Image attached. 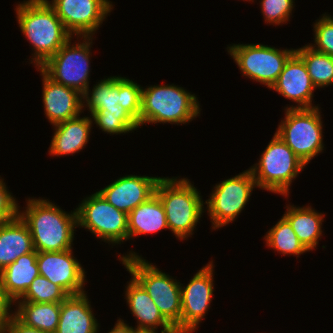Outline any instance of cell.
<instances>
[{
    "label": "cell",
    "mask_w": 333,
    "mask_h": 333,
    "mask_svg": "<svg viewBox=\"0 0 333 333\" xmlns=\"http://www.w3.org/2000/svg\"><path fill=\"white\" fill-rule=\"evenodd\" d=\"M255 187L257 184L250 169L216 184L210 198L204 202L212 229L233 222L246 206Z\"/></svg>",
    "instance_id": "11"
},
{
    "label": "cell",
    "mask_w": 333,
    "mask_h": 333,
    "mask_svg": "<svg viewBox=\"0 0 333 333\" xmlns=\"http://www.w3.org/2000/svg\"><path fill=\"white\" fill-rule=\"evenodd\" d=\"M141 257L132 251L125 256L119 255L122 264L150 295L162 316L181 333V283Z\"/></svg>",
    "instance_id": "4"
},
{
    "label": "cell",
    "mask_w": 333,
    "mask_h": 333,
    "mask_svg": "<svg viewBox=\"0 0 333 333\" xmlns=\"http://www.w3.org/2000/svg\"><path fill=\"white\" fill-rule=\"evenodd\" d=\"M15 10L19 27L34 49L30 63L37 68L72 38L46 0L23 1Z\"/></svg>",
    "instance_id": "1"
},
{
    "label": "cell",
    "mask_w": 333,
    "mask_h": 333,
    "mask_svg": "<svg viewBox=\"0 0 333 333\" xmlns=\"http://www.w3.org/2000/svg\"><path fill=\"white\" fill-rule=\"evenodd\" d=\"M26 210L19 216L29 227L37 252L72 249L77 228L76 210L66 213L48 199H28Z\"/></svg>",
    "instance_id": "2"
},
{
    "label": "cell",
    "mask_w": 333,
    "mask_h": 333,
    "mask_svg": "<svg viewBox=\"0 0 333 333\" xmlns=\"http://www.w3.org/2000/svg\"><path fill=\"white\" fill-rule=\"evenodd\" d=\"M15 316L25 325L47 333H55L60 319L61 302L36 303L16 301Z\"/></svg>",
    "instance_id": "25"
},
{
    "label": "cell",
    "mask_w": 333,
    "mask_h": 333,
    "mask_svg": "<svg viewBox=\"0 0 333 333\" xmlns=\"http://www.w3.org/2000/svg\"><path fill=\"white\" fill-rule=\"evenodd\" d=\"M67 296L58 285H55L44 276L38 275L17 301L57 303L62 302Z\"/></svg>",
    "instance_id": "30"
},
{
    "label": "cell",
    "mask_w": 333,
    "mask_h": 333,
    "mask_svg": "<svg viewBox=\"0 0 333 333\" xmlns=\"http://www.w3.org/2000/svg\"><path fill=\"white\" fill-rule=\"evenodd\" d=\"M43 90L44 112L54 126L75 118L83 112L82 94L70 87L54 82L40 68Z\"/></svg>",
    "instance_id": "17"
},
{
    "label": "cell",
    "mask_w": 333,
    "mask_h": 333,
    "mask_svg": "<svg viewBox=\"0 0 333 333\" xmlns=\"http://www.w3.org/2000/svg\"><path fill=\"white\" fill-rule=\"evenodd\" d=\"M54 9L65 29L73 36L93 37L113 9L109 0H52Z\"/></svg>",
    "instance_id": "12"
},
{
    "label": "cell",
    "mask_w": 333,
    "mask_h": 333,
    "mask_svg": "<svg viewBox=\"0 0 333 333\" xmlns=\"http://www.w3.org/2000/svg\"><path fill=\"white\" fill-rule=\"evenodd\" d=\"M303 59L315 88L333 85V57L314 50L309 45L295 49Z\"/></svg>",
    "instance_id": "26"
},
{
    "label": "cell",
    "mask_w": 333,
    "mask_h": 333,
    "mask_svg": "<svg viewBox=\"0 0 333 333\" xmlns=\"http://www.w3.org/2000/svg\"><path fill=\"white\" fill-rule=\"evenodd\" d=\"M98 327L86 293L69 295L61 302L55 333H97Z\"/></svg>",
    "instance_id": "18"
},
{
    "label": "cell",
    "mask_w": 333,
    "mask_h": 333,
    "mask_svg": "<svg viewBox=\"0 0 333 333\" xmlns=\"http://www.w3.org/2000/svg\"><path fill=\"white\" fill-rule=\"evenodd\" d=\"M321 19L314 23V45L309 44L314 50L333 57V17L323 14Z\"/></svg>",
    "instance_id": "32"
},
{
    "label": "cell",
    "mask_w": 333,
    "mask_h": 333,
    "mask_svg": "<svg viewBox=\"0 0 333 333\" xmlns=\"http://www.w3.org/2000/svg\"><path fill=\"white\" fill-rule=\"evenodd\" d=\"M285 110L275 133L307 165L324 150L320 108Z\"/></svg>",
    "instance_id": "7"
},
{
    "label": "cell",
    "mask_w": 333,
    "mask_h": 333,
    "mask_svg": "<svg viewBox=\"0 0 333 333\" xmlns=\"http://www.w3.org/2000/svg\"><path fill=\"white\" fill-rule=\"evenodd\" d=\"M33 251L29 227L20 216L0 223V272L21 255Z\"/></svg>",
    "instance_id": "21"
},
{
    "label": "cell",
    "mask_w": 333,
    "mask_h": 333,
    "mask_svg": "<svg viewBox=\"0 0 333 333\" xmlns=\"http://www.w3.org/2000/svg\"><path fill=\"white\" fill-rule=\"evenodd\" d=\"M161 177L126 175L98 191L116 209L129 214L155 193Z\"/></svg>",
    "instance_id": "16"
},
{
    "label": "cell",
    "mask_w": 333,
    "mask_h": 333,
    "mask_svg": "<svg viewBox=\"0 0 333 333\" xmlns=\"http://www.w3.org/2000/svg\"><path fill=\"white\" fill-rule=\"evenodd\" d=\"M136 332H137L136 327L133 328L132 326L126 324L123 320L118 319L113 329H111V331L108 333H136Z\"/></svg>",
    "instance_id": "37"
},
{
    "label": "cell",
    "mask_w": 333,
    "mask_h": 333,
    "mask_svg": "<svg viewBox=\"0 0 333 333\" xmlns=\"http://www.w3.org/2000/svg\"><path fill=\"white\" fill-rule=\"evenodd\" d=\"M72 249L37 252L39 275L58 285L68 296L85 293V270Z\"/></svg>",
    "instance_id": "14"
},
{
    "label": "cell",
    "mask_w": 333,
    "mask_h": 333,
    "mask_svg": "<svg viewBox=\"0 0 333 333\" xmlns=\"http://www.w3.org/2000/svg\"><path fill=\"white\" fill-rule=\"evenodd\" d=\"M125 299L137 319V330H177L161 314L146 290L132 277L126 287Z\"/></svg>",
    "instance_id": "19"
},
{
    "label": "cell",
    "mask_w": 333,
    "mask_h": 333,
    "mask_svg": "<svg viewBox=\"0 0 333 333\" xmlns=\"http://www.w3.org/2000/svg\"><path fill=\"white\" fill-rule=\"evenodd\" d=\"M38 275L37 251L34 250L4 268L0 280L7 295L16 303Z\"/></svg>",
    "instance_id": "22"
},
{
    "label": "cell",
    "mask_w": 333,
    "mask_h": 333,
    "mask_svg": "<svg viewBox=\"0 0 333 333\" xmlns=\"http://www.w3.org/2000/svg\"><path fill=\"white\" fill-rule=\"evenodd\" d=\"M167 219L168 228L179 239L194 234L202 213L204 201L194 185L186 178L161 177L155 187Z\"/></svg>",
    "instance_id": "3"
},
{
    "label": "cell",
    "mask_w": 333,
    "mask_h": 333,
    "mask_svg": "<svg viewBox=\"0 0 333 333\" xmlns=\"http://www.w3.org/2000/svg\"><path fill=\"white\" fill-rule=\"evenodd\" d=\"M75 210L77 227L88 229L110 244L128 240V214L116 209L99 192L83 199Z\"/></svg>",
    "instance_id": "9"
},
{
    "label": "cell",
    "mask_w": 333,
    "mask_h": 333,
    "mask_svg": "<svg viewBox=\"0 0 333 333\" xmlns=\"http://www.w3.org/2000/svg\"><path fill=\"white\" fill-rule=\"evenodd\" d=\"M0 179V223L13 220L19 216V206L3 181Z\"/></svg>",
    "instance_id": "34"
},
{
    "label": "cell",
    "mask_w": 333,
    "mask_h": 333,
    "mask_svg": "<svg viewBox=\"0 0 333 333\" xmlns=\"http://www.w3.org/2000/svg\"><path fill=\"white\" fill-rule=\"evenodd\" d=\"M286 99L297 103L295 106L286 109H309L313 106L312 98L316 89L310 79L307 67L303 59L294 52L286 61L278 80L271 87Z\"/></svg>",
    "instance_id": "15"
},
{
    "label": "cell",
    "mask_w": 333,
    "mask_h": 333,
    "mask_svg": "<svg viewBox=\"0 0 333 333\" xmlns=\"http://www.w3.org/2000/svg\"><path fill=\"white\" fill-rule=\"evenodd\" d=\"M228 53L238 65L243 76L260 82L270 88L295 49H277L263 44H233Z\"/></svg>",
    "instance_id": "10"
},
{
    "label": "cell",
    "mask_w": 333,
    "mask_h": 333,
    "mask_svg": "<svg viewBox=\"0 0 333 333\" xmlns=\"http://www.w3.org/2000/svg\"><path fill=\"white\" fill-rule=\"evenodd\" d=\"M12 303L15 302L7 295L0 280V329H5L6 325L15 316V313L10 311Z\"/></svg>",
    "instance_id": "35"
},
{
    "label": "cell",
    "mask_w": 333,
    "mask_h": 333,
    "mask_svg": "<svg viewBox=\"0 0 333 333\" xmlns=\"http://www.w3.org/2000/svg\"><path fill=\"white\" fill-rule=\"evenodd\" d=\"M136 333H157L156 330H137ZM161 333H179L177 330H161Z\"/></svg>",
    "instance_id": "38"
},
{
    "label": "cell",
    "mask_w": 333,
    "mask_h": 333,
    "mask_svg": "<svg viewBox=\"0 0 333 333\" xmlns=\"http://www.w3.org/2000/svg\"><path fill=\"white\" fill-rule=\"evenodd\" d=\"M82 42L71 45L70 38L39 68L54 82L83 94L89 88L90 56L93 37H80Z\"/></svg>",
    "instance_id": "8"
},
{
    "label": "cell",
    "mask_w": 333,
    "mask_h": 333,
    "mask_svg": "<svg viewBox=\"0 0 333 333\" xmlns=\"http://www.w3.org/2000/svg\"><path fill=\"white\" fill-rule=\"evenodd\" d=\"M93 122L107 134H121L139 128L138 122L123 107L102 108L90 115Z\"/></svg>",
    "instance_id": "29"
},
{
    "label": "cell",
    "mask_w": 333,
    "mask_h": 333,
    "mask_svg": "<svg viewBox=\"0 0 333 333\" xmlns=\"http://www.w3.org/2000/svg\"><path fill=\"white\" fill-rule=\"evenodd\" d=\"M0 333H6L5 329H0Z\"/></svg>",
    "instance_id": "39"
},
{
    "label": "cell",
    "mask_w": 333,
    "mask_h": 333,
    "mask_svg": "<svg viewBox=\"0 0 333 333\" xmlns=\"http://www.w3.org/2000/svg\"><path fill=\"white\" fill-rule=\"evenodd\" d=\"M5 331L6 333H47L25 325L16 316L6 325Z\"/></svg>",
    "instance_id": "36"
},
{
    "label": "cell",
    "mask_w": 333,
    "mask_h": 333,
    "mask_svg": "<svg viewBox=\"0 0 333 333\" xmlns=\"http://www.w3.org/2000/svg\"><path fill=\"white\" fill-rule=\"evenodd\" d=\"M82 99L83 110L86 108L84 106H87L90 114L102 108L123 107L120 105L119 76L100 80L92 91L87 88L82 94Z\"/></svg>",
    "instance_id": "27"
},
{
    "label": "cell",
    "mask_w": 333,
    "mask_h": 333,
    "mask_svg": "<svg viewBox=\"0 0 333 333\" xmlns=\"http://www.w3.org/2000/svg\"><path fill=\"white\" fill-rule=\"evenodd\" d=\"M294 0H261V13L266 23L275 25L289 21L294 8Z\"/></svg>",
    "instance_id": "33"
},
{
    "label": "cell",
    "mask_w": 333,
    "mask_h": 333,
    "mask_svg": "<svg viewBox=\"0 0 333 333\" xmlns=\"http://www.w3.org/2000/svg\"><path fill=\"white\" fill-rule=\"evenodd\" d=\"M303 161L275 133L250 171L257 187L288 196L293 179L305 168Z\"/></svg>",
    "instance_id": "6"
},
{
    "label": "cell",
    "mask_w": 333,
    "mask_h": 333,
    "mask_svg": "<svg viewBox=\"0 0 333 333\" xmlns=\"http://www.w3.org/2000/svg\"><path fill=\"white\" fill-rule=\"evenodd\" d=\"M213 260L202 267L186 287L181 288V333H192L198 329L212 302L214 291Z\"/></svg>",
    "instance_id": "13"
},
{
    "label": "cell",
    "mask_w": 333,
    "mask_h": 333,
    "mask_svg": "<svg viewBox=\"0 0 333 333\" xmlns=\"http://www.w3.org/2000/svg\"><path fill=\"white\" fill-rule=\"evenodd\" d=\"M169 229L163 205L154 193L128 214V239Z\"/></svg>",
    "instance_id": "23"
},
{
    "label": "cell",
    "mask_w": 333,
    "mask_h": 333,
    "mask_svg": "<svg viewBox=\"0 0 333 333\" xmlns=\"http://www.w3.org/2000/svg\"><path fill=\"white\" fill-rule=\"evenodd\" d=\"M283 216L289 221L299 241L308 251H313L322 235V222L324 215L318 213L311 206L296 207L288 205Z\"/></svg>",
    "instance_id": "24"
},
{
    "label": "cell",
    "mask_w": 333,
    "mask_h": 333,
    "mask_svg": "<svg viewBox=\"0 0 333 333\" xmlns=\"http://www.w3.org/2000/svg\"><path fill=\"white\" fill-rule=\"evenodd\" d=\"M120 105L139 124L141 113L142 87L126 77L119 76Z\"/></svg>",
    "instance_id": "31"
},
{
    "label": "cell",
    "mask_w": 333,
    "mask_h": 333,
    "mask_svg": "<svg viewBox=\"0 0 333 333\" xmlns=\"http://www.w3.org/2000/svg\"><path fill=\"white\" fill-rule=\"evenodd\" d=\"M197 100L195 94L174 84L142 87L139 126L146 123L187 124L200 115Z\"/></svg>",
    "instance_id": "5"
},
{
    "label": "cell",
    "mask_w": 333,
    "mask_h": 333,
    "mask_svg": "<svg viewBox=\"0 0 333 333\" xmlns=\"http://www.w3.org/2000/svg\"><path fill=\"white\" fill-rule=\"evenodd\" d=\"M93 121L90 117H80L66 120L54 125L49 154L53 156L73 155L81 151L88 143Z\"/></svg>",
    "instance_id": "20"
},
{
    "label": "cell",
    "mask_w": 333,
    "mask_h": 333,
    "mask_svg": "<svg viewBox=\"0 0 333 333\" xmlns=\"http://www.w3.org/2000/svg\"><path fill=\"white\" fill-rule=\"evenodd\" d=\"M264 239L268 247L282 255H297L298 257V255L308 252L284 216L267 231Z\"/></svg>",
    "instance_id": "28"
}]
</instances>
